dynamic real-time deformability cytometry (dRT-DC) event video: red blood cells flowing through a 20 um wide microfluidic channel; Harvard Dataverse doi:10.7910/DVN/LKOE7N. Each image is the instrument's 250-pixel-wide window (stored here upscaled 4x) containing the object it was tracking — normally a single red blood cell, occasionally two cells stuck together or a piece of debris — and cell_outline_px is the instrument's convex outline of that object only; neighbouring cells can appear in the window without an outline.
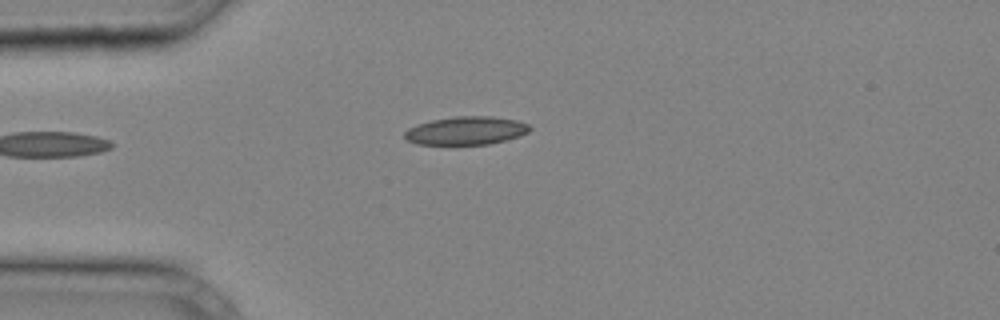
{"species": "common noctule bat (a hibernating species)", "species_latin": "Nyctalus noctula", "temperature_condition": "cold", "stored_images_in_passage": 27, "camera_frame_rate_fps": 3000, "um_per_image_px": 0.085, "animal": {"sex": "male", "body_mass_g": 20.4}, "frame": {"image": 1, "passage_image": 1, "time_ms": 0.0, "image_size_px": [1000, 320], "cell_outline_px": [[532, 128], [528, 132], [520, 136], [488, 144], [416, 144], [408, 140], [404, 136], [404, 132], [408, 128], [416, 124], [432, 120], [456, 116], [492, 116], [516, 120], [528, 124]], "centroid_in_image_um": [39.61, 11.09], "position_along_channel_um": 45.4, "area_um2": 20.52}}
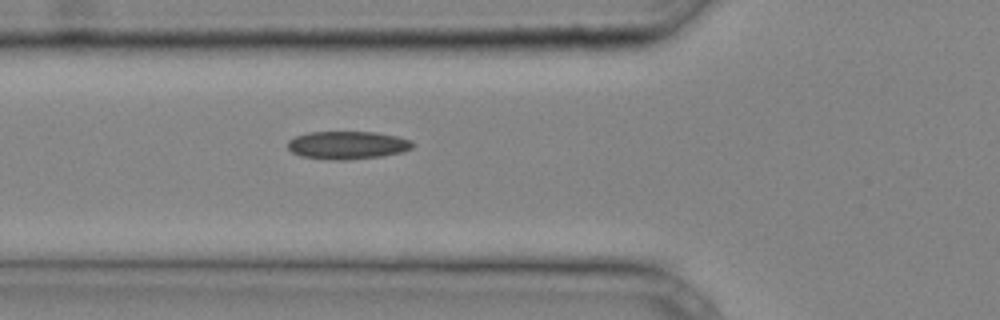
{"frame": {"image": 2, "passage_image": 5, "time_ms": 1.333, "image_size_px": [1000, 320], "cell_outline_px": [[416, 144], [412, 148], [400, 152], [380, 156], [348, 160], [328, 160], [300, 156], [292, 152], [288, 148], [288, 140], [296, 136], [308, 132], [376, 132], [396, 136], [412, 140]], "centroid_in_image_um": [29.53, 12.34], "position_along_channel_um": 96.3, "area_um2": 20.46}}